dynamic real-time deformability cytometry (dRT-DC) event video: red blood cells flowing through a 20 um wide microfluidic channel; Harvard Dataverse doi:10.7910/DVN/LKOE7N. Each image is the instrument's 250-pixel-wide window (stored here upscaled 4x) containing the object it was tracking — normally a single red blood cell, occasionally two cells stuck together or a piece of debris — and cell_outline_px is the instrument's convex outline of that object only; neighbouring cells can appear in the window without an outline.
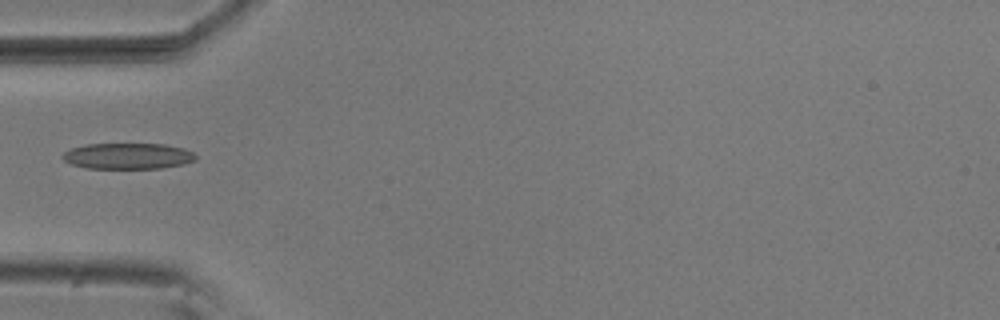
{"species": "common noctule bat (a hibernating species)", "species_latin": "Nyctalus noctula", "temperature_condition": "room temperature", "stored_images_in_passage": 4, "camera_frame_rate_fps": 3000, "um_per_image_px": 0.085, "animal": {"sex": "male", "body_mass_g": 20.5, "forearm_length_mm": 52.5}, "frame": {"image": 1, "passage_image": 3, "time_ms": 0.667, "image_size_px": [1000, 320], "cell_outline_px": [[196, 160], [184, 164], [160, 168], [88, 168], [72, 164], [64, 160], [60, 156], [64, 152], [72, 148], [84, 144], [164, 144], [184, 148], [192, 152], [196, 156]], "centroid_in_image_um": [10.87, 13.26], "position_along_channel_um": 74.1, "area_um2": 20.11}}
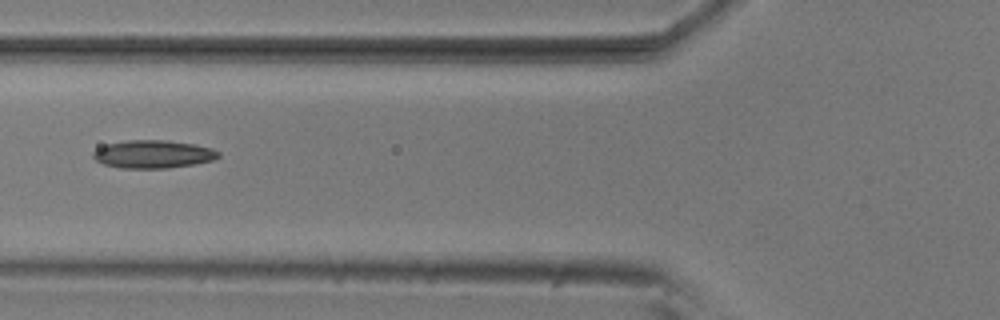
{"frame": {"image": 2, "passage_image": 4, "time_ms": 1.0, "image_size_px": [1000, 320], "cell_outline_px": [[220, 156], [212, 160], [192, 164], [168, 168], [120, 168], [104, 164], [96, 160], [92, 156], [92, 152], [96, 148], [104, 144], [128, 140], [168, 140], [196, 144], [212, 148], [220, 152]], "centroid_in_image_um": [12.99, 13.09], "position_along_channel_um": 112.8, "area_um2": 20.58}}